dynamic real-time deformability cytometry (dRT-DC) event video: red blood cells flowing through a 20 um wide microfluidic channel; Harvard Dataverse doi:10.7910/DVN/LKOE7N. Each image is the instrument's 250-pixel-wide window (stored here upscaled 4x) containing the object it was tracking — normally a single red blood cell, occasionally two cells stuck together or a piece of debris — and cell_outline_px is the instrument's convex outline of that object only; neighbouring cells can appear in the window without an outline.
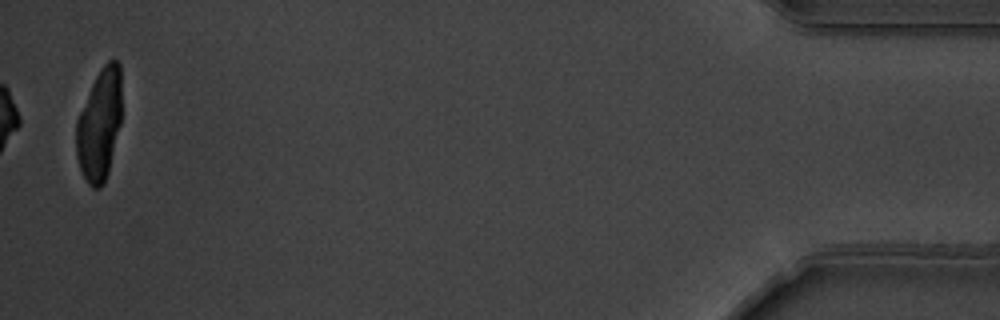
{"species": "common noctule bat (a hibernating species)", "species_latin": "Nyctalus noctula", "temperature_condition": "warm", "stored_images_in_passage": 14, "camera_frame_rate_fps": 3000, "um_per_image_px": 0.085, "animal": {"sex": "male", "body_mass_g": 19.5, "forearm_length_mm": 54.6}, "frame": {"image": 1, "passage_image": 14, "time_ms": 4.333, "image_size_px": [1000, 320], "cell_outline_px": [[120, 124], [108, 172], [104, 184], [100, 188], [92, 188], [88, 184], [80, 168], [76, 156], [76, 120], [92, 84], [96, 76], [104, 64], [108, 60], [116, 60], [120, 64]], "centroid_in_image_um": [8.44, 10.62], "position_along_channel_um": 426.8, "area_um2": 29.25}}